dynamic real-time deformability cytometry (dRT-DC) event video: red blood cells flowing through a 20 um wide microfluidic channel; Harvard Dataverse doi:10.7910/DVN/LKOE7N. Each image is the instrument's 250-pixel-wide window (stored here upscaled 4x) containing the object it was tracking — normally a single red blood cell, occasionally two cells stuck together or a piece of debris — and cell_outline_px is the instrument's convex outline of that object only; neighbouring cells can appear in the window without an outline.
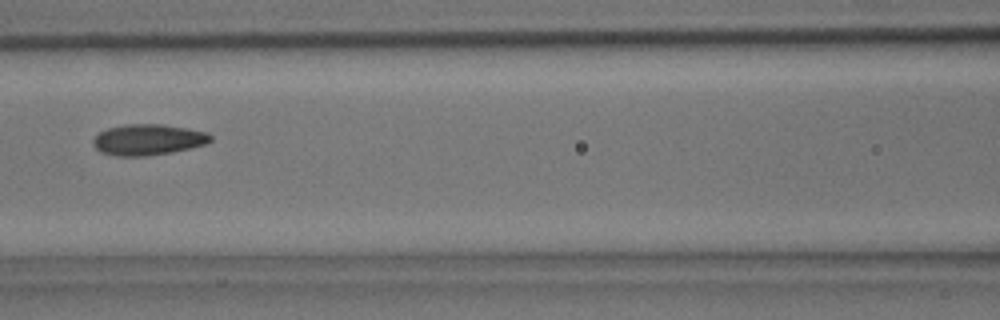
{"species": "common noctule bat (a hibernating species)", "species_latin": "Nyctalus noctula", "temperature_condition": "room temperature", "stored_images_in_passage": 7, "camera_frame_rate_fps": 3000, "um_per_image_px": 0.085, "animal": {"sex": "male", "body_mass_g": 15.6}, "frame": {"image": 1, "passage_image": 6, "time_ms": 1.667, "image_size_px": [1000, 320], "cell_outline_px": [[212, 140], [204, 144], [172, 152], [148, 156], [116, 156], [100, 152], [92, 144], [92, 140], [100, 132], [108, 128], [124, 124], [160, 124], [208, 132], [212, 136]], "centroid_in_image_um": [12.55, 11.87], "position_along_channel_um": 154.0, "area_um2": 21.1}}